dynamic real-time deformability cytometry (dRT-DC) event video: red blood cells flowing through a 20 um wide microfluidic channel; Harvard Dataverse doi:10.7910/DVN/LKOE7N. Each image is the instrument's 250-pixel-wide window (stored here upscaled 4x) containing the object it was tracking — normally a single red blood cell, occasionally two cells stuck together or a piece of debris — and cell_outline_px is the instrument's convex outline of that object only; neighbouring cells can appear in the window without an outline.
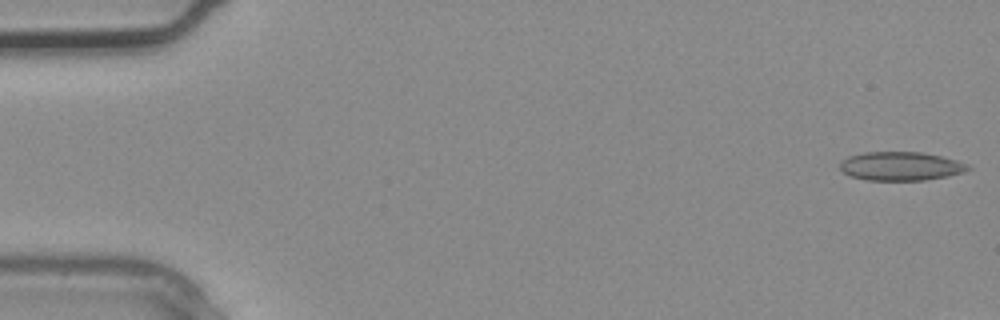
{"species": "common noctule bat (a hibernating species)", "species_latin": "Nyctalus noctula", "temperature_condition": "warm", "stored_images_in_passage": 5, "camera_frame_rate_fps": 3000, "um_per_image_px": 0.085, "animal": {"sex": "male", "body_mass_g": 20.4}, "frame": {"image": 1, "passage_image": 1, "time_ms": 0.0, "image_size_px": [1000, 320], "cell_outline_px": [[972, 168], [964, 172], [948, 176], [924, 180], [868, 180], [852, 176], [844, 172], [840, 168], [840, 160], [848, 156], [864, 152], [924, 152], [956, 160], [968, 164]], "centroid_in_image_um": [76.57, 14.12], "position_along_channel_um": 8.4, "area_um2": 21.44}}